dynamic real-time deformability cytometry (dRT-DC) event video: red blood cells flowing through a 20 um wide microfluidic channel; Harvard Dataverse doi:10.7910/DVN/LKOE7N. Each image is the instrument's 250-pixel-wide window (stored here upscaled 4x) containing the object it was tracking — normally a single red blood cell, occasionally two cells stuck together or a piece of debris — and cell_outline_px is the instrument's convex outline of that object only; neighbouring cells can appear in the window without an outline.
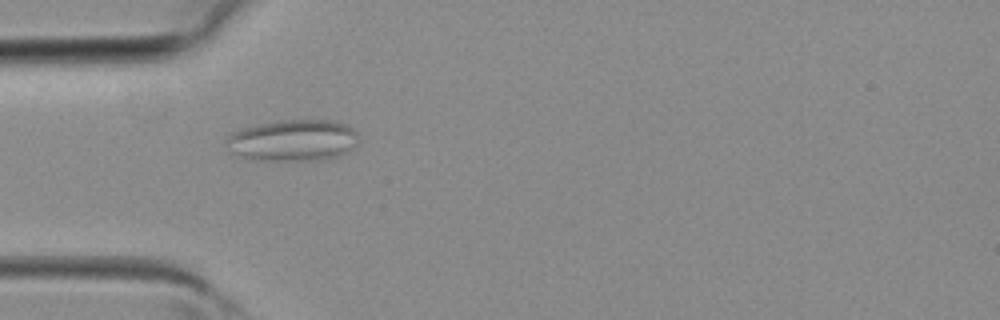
{"species": "common noctule bat (a hibernating species)", "species_latin": "Nyctalus noctula", "temperature_condition": "room temperature", "stored_images_in_passage": 2, "camera_frame_rate_fps": 3000, "um_per_image_px": 0.085, "animal": {"sex": "female", "body_mass_g": 19.3, "forearm_length_mm": 54.1}, "frame": {"image": 1, "passage_image": 2, "time_ms": 0.333, "image_size_px": [1000, 320], "cell_outline_px": [[360, 140], [356, 148], [340, 156], [320, 160], [260, 160], [240, 156], [228, 152], [228, 136], [232, 132], [244, 128], [260, 124], [284, 120], [328, 120], [348, 124], [360, 136]], "centroid_in_image_um": [24.99, 11.94], "position_along_channel_um": 60.0, "area_um2": 32.19}}